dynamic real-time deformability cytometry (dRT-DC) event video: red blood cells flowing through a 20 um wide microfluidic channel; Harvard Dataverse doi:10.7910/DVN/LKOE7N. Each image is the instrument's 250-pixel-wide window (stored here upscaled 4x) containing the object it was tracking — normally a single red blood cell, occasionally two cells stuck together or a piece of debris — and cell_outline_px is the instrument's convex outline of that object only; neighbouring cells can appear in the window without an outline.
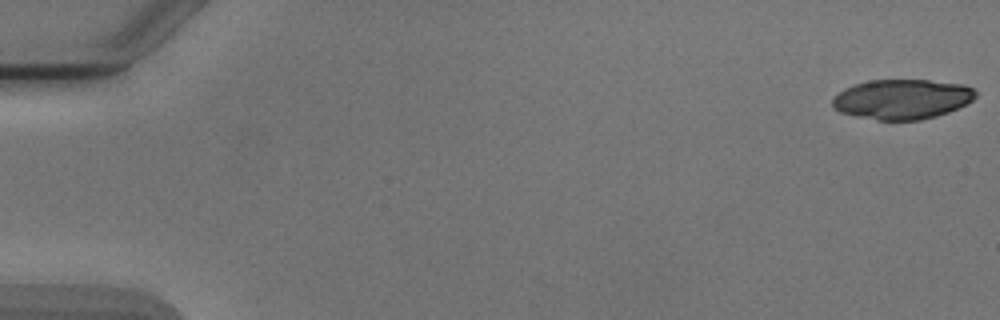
{"species": "Egyptian fruit bat (a non-hibernating species)", "species_latin": "Rousettus aegyptiacus", "temperature_condition": "cold", "stored_images_in_passage": 2, "camera_frame_rate_fps": 3000, "um_per_image_px": 0.085, "animal": {"sex": "male"}, "frame": {"image": 1, "passage_image": 1, "time_ms": 0.0, "image_size_px": [1000, 320], "cell_outline_px": [[976, 96], [972, 100], [948, 112], [936, 116], [920, 120], [876, 120], [856, 116], [840, 112], [832, 108], [832, 100], [844, 88], [852, 84], [868, 80], [928, 80], [964, 84], [972, 88], [976, 92]], "centroid_in_image_um": [76.65, 8.42], "position_along_channel_um": 8.4, "area_um2": 33.29}}